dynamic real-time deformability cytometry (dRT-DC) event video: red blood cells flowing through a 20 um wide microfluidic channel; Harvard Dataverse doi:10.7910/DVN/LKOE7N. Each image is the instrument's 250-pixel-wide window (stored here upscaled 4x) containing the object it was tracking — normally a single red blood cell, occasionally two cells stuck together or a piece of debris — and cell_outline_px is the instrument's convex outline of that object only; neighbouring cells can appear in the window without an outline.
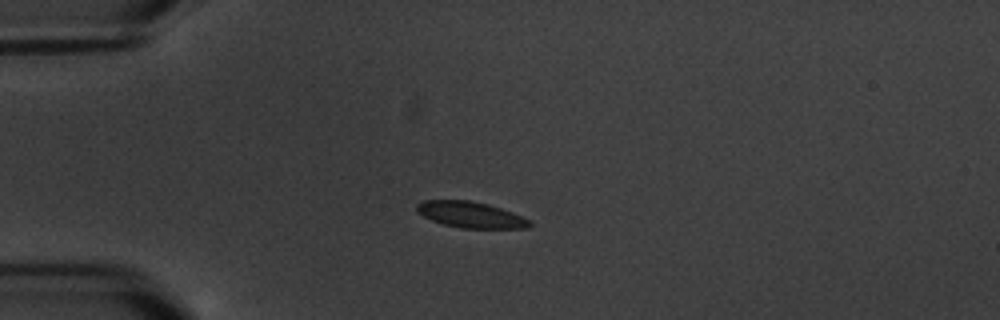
{"species": "common noctule bat (a hibernating species)", "species_latin": "Nyctalus noctula", "temperature_condition": "warm", "stored_images_in_passage": 7, "camera_frame_rate_fps": 3000, "um_per_image_px": 0.085, "animal": {"sex": "male", "body_mass_g": 20.1, "forearm_length_mm": 53.5}, "frame": {"image": 1, "passage_image": 4, "time_ms": 3.667, "image_size_px": [1000, 320], "cell_outline_px": [[532, 224], [528, 228], [460, 228], [444, 224], [432, 220], [416, 212], [416, 204], [424, 200], [468, 200], [488, 204], [512, 212], [532, 220]], "centroid_in_image_um": [40.02, 18.25], "position_along_channel_um": 45.0, "area_um2": 17.17}}